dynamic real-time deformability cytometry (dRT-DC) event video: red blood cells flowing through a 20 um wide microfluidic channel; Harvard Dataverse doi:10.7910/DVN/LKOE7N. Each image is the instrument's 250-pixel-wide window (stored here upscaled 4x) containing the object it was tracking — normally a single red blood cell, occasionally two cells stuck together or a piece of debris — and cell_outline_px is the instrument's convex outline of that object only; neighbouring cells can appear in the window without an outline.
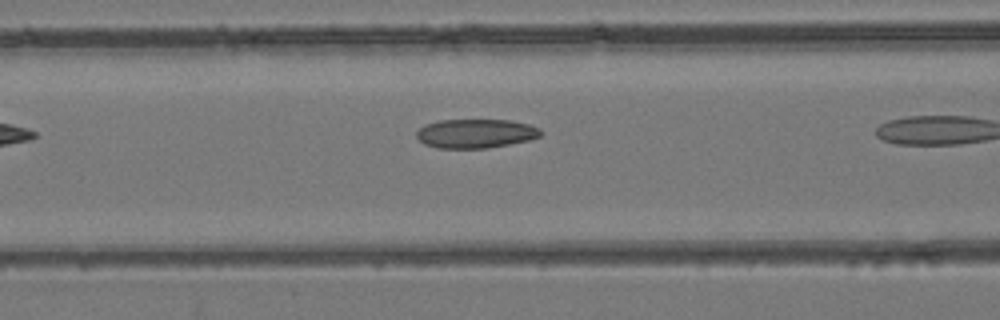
{"species": "common noctule bat (a hibernating species)", "species_latin": "Nyctalus noctula", "temperature_condition": "room temperature", "stored_images_in_passage": 6, "camera_frame_rate_fps": 3000, "um_per_image_px": 0.085, "animal": {"sex": "female", "body_mass_g": 24.6, "forearm_length_mm": 56.2}, "frame": {"image": 1, "passage_image": 4, "time_ms": 1.0, "image_size_px": [1000, 320], "cell_outline_px": [[544, 132], [540, 136], [532, 140], [488, 148], [436, 148], [424, 144], [416, 136], [416, 132], [424, 124], [440, 120], [508, 120], [528, 124], [540, 128]], "centroid_in_image_um": [40.45, 11.35], "position_along_channel_um": 126.1, "area_um2": 21.21}}